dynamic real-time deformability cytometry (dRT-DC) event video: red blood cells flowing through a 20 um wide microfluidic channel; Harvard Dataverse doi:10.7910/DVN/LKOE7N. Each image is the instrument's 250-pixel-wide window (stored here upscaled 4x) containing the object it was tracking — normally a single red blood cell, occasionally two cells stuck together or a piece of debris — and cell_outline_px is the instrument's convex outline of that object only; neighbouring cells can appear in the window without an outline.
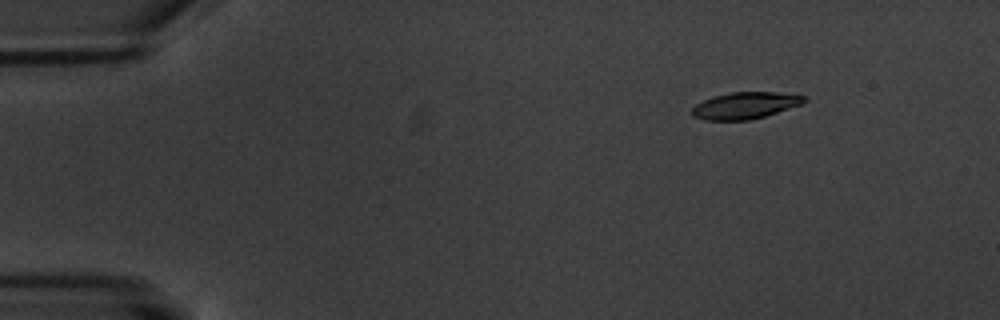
{"species": "common noctule bat (a hibernating species)", "species_latin": "Nyctalus noctula", "temperature_condition": "warm", "stored_images_in_passage": 6, "camera_frame_rate_fps": 3000, "um_per_image_px": 0.085, "animal": {"sex": "male", "body_mass_g": 20.1, "forearm_length_mm": 53.5}, "frame": {"image": 1, "passage_image": 3, "time_ms": 2.333, "image_size_px": [1000, 320], "cell_outline_px": [[808, 100], [804, 104], [764, 116], [748, 120], [704, 120], [692, 116], [692, 108], [696, 104], [704, 100], [716, 96], [732, 92], [776, 92], [804, 96]], "centroid_in_image_um": [63.36, 8.97], "position_along_channel_um": 21.6, "area_um2": 17.34}}
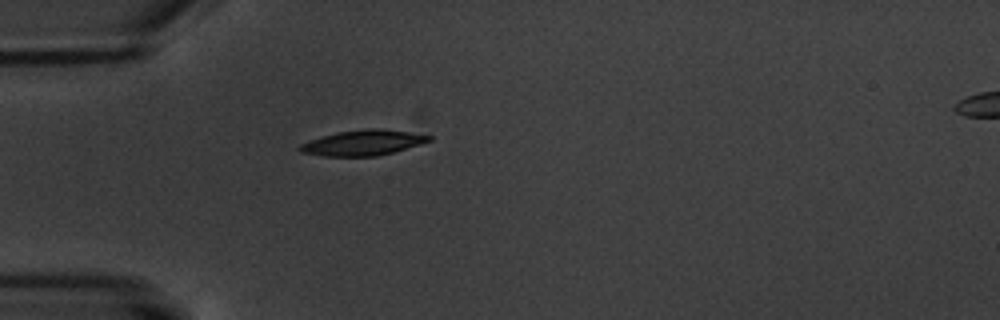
{"frame": {"image": 2, "passage_image": 6, "time_ms": 5.667, "image_size_px": [1000, 320], "cell_outline_px": [[432, 140], [420, 144], [392, 152], [376, 156], [324, 156], [300, 152], [296, 148], [300, 144], [308, 140], [340, 132], [368, 128], [380, 128], [408, 132], [432, 136]], "centroid_in_image_um": [30.82, 12.13], "position_along_channel_um": 54.2, "area_um2": 18.9}}